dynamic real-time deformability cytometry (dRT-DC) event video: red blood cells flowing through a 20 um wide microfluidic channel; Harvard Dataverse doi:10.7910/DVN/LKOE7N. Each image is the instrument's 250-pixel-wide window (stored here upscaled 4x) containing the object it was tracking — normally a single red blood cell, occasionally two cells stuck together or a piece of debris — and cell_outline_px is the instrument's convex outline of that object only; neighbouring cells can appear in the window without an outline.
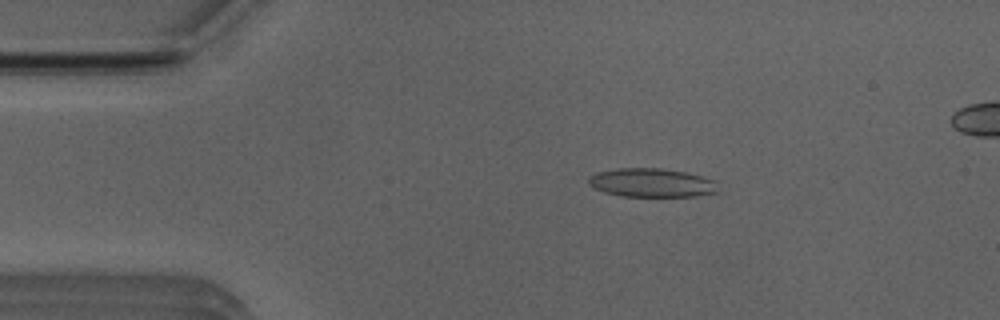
{"species": "Egyptian fruit bat (a non-hibernating species)", "species_latin": "Rousettus aegyptiacus", "temperature_condition": "room temperature", "stored_images_in_passage": 48, "camera_frame_rate_fps": 3000, "um_per_image_px": 0.085, "animal": {"sex": "male"}, "frame": {"image": 1, "passage_image": 7, "time_ms": 2.0, "image_size_px": [1000, 320], "cell_outline_px": [[716, 192], [696, 196], [620, 196], [604, 192], [588, 184], [588, 176], [596, 172], [616, 168], [660, 168], [684, 172], [716, 180]], "centroid_in_image_um": [55.34, 15.53], "position_along_channel_um": 29.7, "area_um2": 21.62}}
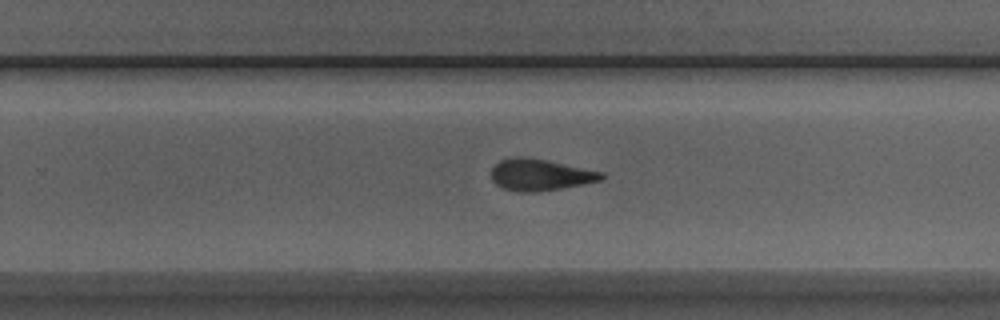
{"frame": {"image": 2, "passage_image": 30, "time_ms": 9.667, "image_size_px": [1000, 320], "cell_outline_px": [[604, 176], [600, 180], [584, 184], [536, 192], [520, 192], [504, 188], [496, 184], [492, 180], [492, 168], [500, 160], [516, 156], [520, 156], [548, 160], [604, 172]], "centroid_in_image_um": [45.92, 14.85], "position_along_channel_um": 283.9, "area_um2": 20.17}}
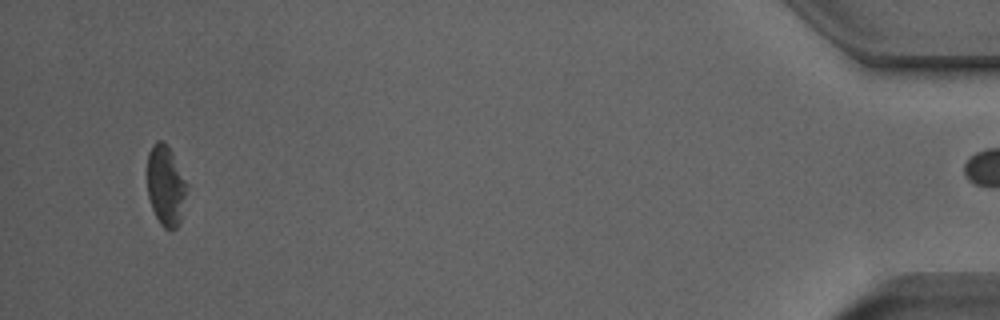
{"frame": {"image": 3, "passage_image": 47, "time_ms": 15.333, "image_size_px": [1000, 320], "cell_outline_px": [[188, 184], [180, 224], [176, 228], [164, 228], [160, 224], [152, 208], [148, 196], [148, 152], [152, 144], [156, 140], [160, 140], [172, 152]], "centroid_in_image_um": [14.1, 15.78], "position_along_channel_um": 421.1, "area_um2": 18.44}, "authors_computed_cell_mechanics": {"area_um2": 20.519, "velocity_mm_per_s": 3.9334, "shape_relaxation_time_tau1_ms": 10.596, "shape_relaxation_time_tau2_ms": 3.1376, "deformation_change_tau1": 0.2049, "deformation_change_tau2": 0.1052}}